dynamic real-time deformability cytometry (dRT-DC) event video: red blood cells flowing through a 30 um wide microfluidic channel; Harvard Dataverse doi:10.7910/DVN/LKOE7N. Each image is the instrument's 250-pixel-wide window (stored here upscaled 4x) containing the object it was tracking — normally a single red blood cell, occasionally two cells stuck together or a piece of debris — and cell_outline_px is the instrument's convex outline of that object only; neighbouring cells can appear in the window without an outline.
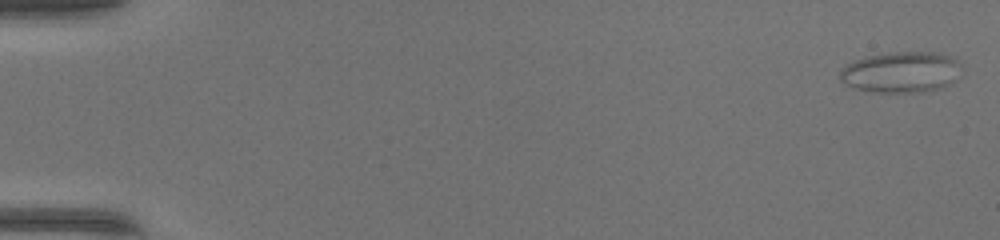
{"species": "common noctule bat (a hibernating species)", "species_latin": "Nyctalus noctula", "temperature_condition": "warm", "stored_images_in_passage": 50, "camera_frame_rate_fps": 3000, "um_per_image_px": 0.085, "animal": {"sex": "female", "body_mass_g": 17.0, "forearm_length_mm": 48.0}, "frame": {"image": 1, "passage_image": 1, "time_ms": 0.0, "image_size_px": [1000, 240], "cell_outline_px": [[960, 64], [956, 80], [940, 88], [920, 92], [876, 92], [856, 88], [844, 84], [840, 80], [840, 72], [848, 64], [856, 60], [868, 56], [896, 52], [932, 52], [948, 56], [956, 60]], "centroid_in_image_um": [76.59, 6.14], "position_along_channel_um": 8.4, "area_um2": 28.5}}
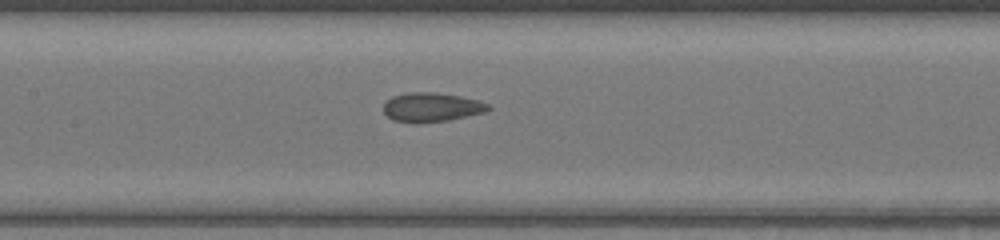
{"frame": {"image": 2, "passage_image": 25, "time_ms": 8.0, "image_size_px": [1000, 240], "cell_outline_px": [[492, 108], [484, 112], [448, 120], [412, 124], [392, 120], [384, 112], [384, 104], [392, 96], [408, 92], [436, 92], [460, 96], [476, 100], [488, 104]], "centroid_in_image_um": [36.65, 9.12], "position_along_channel_um": 170.8, "area_um2": 17.8}}
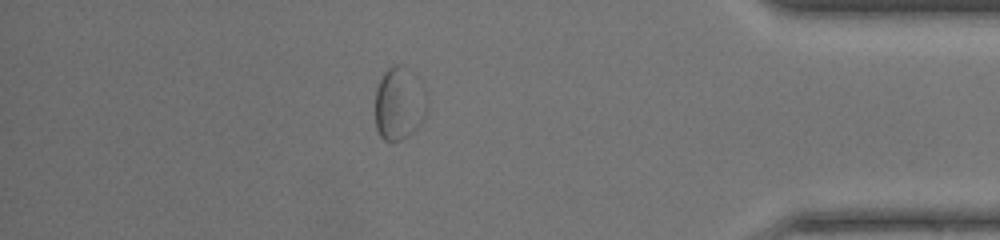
{"frame": {"image": 3, "passage_image": 44, "time_ms": 14.333, "image_size_px": [1000, 240], "cell_outline_px": [[424, 116], [412, 132], [400, 140], [384, 140], [380, 136], [376, 128], [376, 88], [384, 72], [392, 64], [400, 64], [424, 112]], "centroid_in_image_um": [33.7, 8.96], "position_along_channel_um": 401.5, "area_um2": 19.02}}